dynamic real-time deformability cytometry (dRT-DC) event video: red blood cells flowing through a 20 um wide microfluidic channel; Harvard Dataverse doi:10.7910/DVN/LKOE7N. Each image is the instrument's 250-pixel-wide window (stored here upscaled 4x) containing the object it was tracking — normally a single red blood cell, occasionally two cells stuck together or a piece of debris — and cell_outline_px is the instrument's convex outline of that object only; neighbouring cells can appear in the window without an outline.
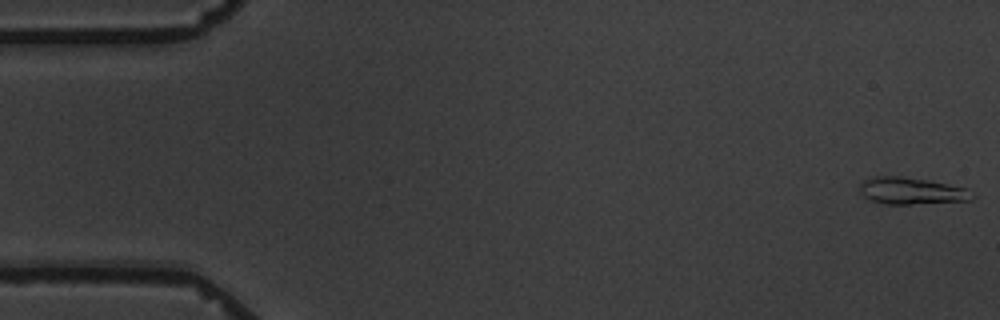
{"species": "common noctule bat (a hibernating species)", "species_latin": "Nyctalus noctula", "temperature_condition": "warm", "stored_images_in_passage": 10, "camera_frame_rate_fps": 3000, "um_per_image_px": 0.085, "animal": {"sex": "male", "body_mass_g": 19.5, "forearm_length_mm": 54.6}, "frame": {"image": 1, "passage_image": 1, "time_ms": 0.0, "image_size_px": [1000, 320], "cell_outline_px": [[976, 196], [972, 200], [908, 204], [888, 204], [872, 200], [864, 196], [860, 192], [860, 184], [864, 180], [876, 176], [900, 176], [928, 180], [964, 188]], "centroid_in_image_um": [77.46, 16.22], "position_along_channel_um": 7.5, "area_um2": 17.28}}
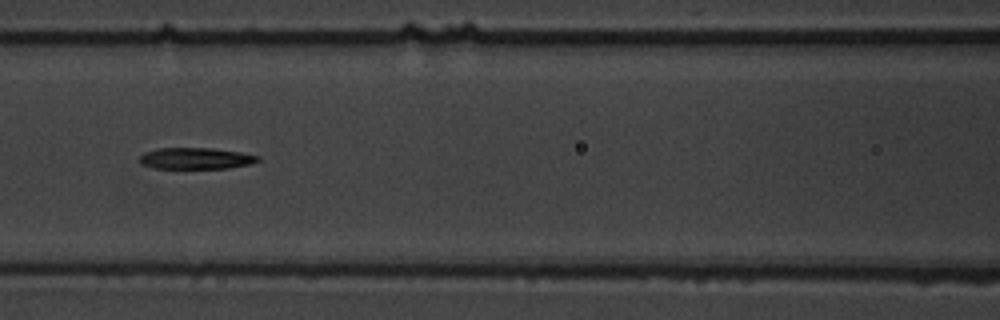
{"frame": {"image": 2, "passage_image": 7, "time_ms": 8.0, "image_size_px": [1000, 320], "cell_outline_px": [[260, 160], [248, 164], [228, 168], [156, 168], [140, 164], [140, 156], [144, 152], [156, 148], [212, 148], [240, 152], [260, 156]], "centroid_in_image_um": [16.62, 13.45], "position_along_channel_um": 150.0, "area_um2": 14.68}}
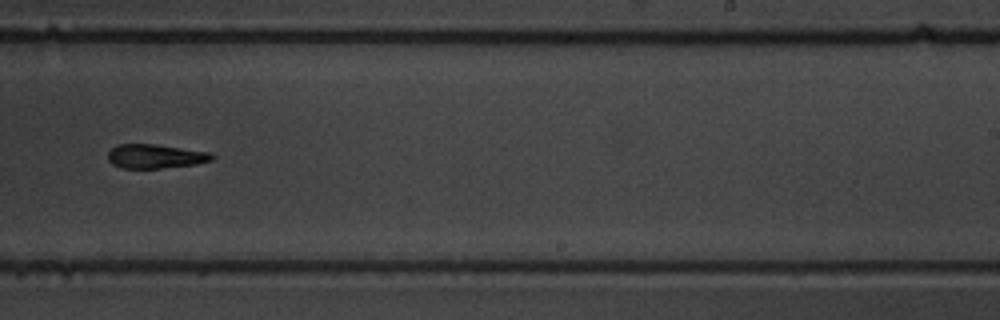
{"frame": {"image": 3, "passage_image": 10, "time_ms": 11.667, "image_size_px": [1000, 320], "cell_outline_px": [[216, 156], [212, 160], [196, 164], [160, 168], [120, 168], [112, 164], [108, 160], [108, 152], [116, 144], [156, 144], [212, 152]], "centroid_in_image_um": [13.22, 13.28], "position_along_channel_um": 275.8, "area_um2": 14.8}}